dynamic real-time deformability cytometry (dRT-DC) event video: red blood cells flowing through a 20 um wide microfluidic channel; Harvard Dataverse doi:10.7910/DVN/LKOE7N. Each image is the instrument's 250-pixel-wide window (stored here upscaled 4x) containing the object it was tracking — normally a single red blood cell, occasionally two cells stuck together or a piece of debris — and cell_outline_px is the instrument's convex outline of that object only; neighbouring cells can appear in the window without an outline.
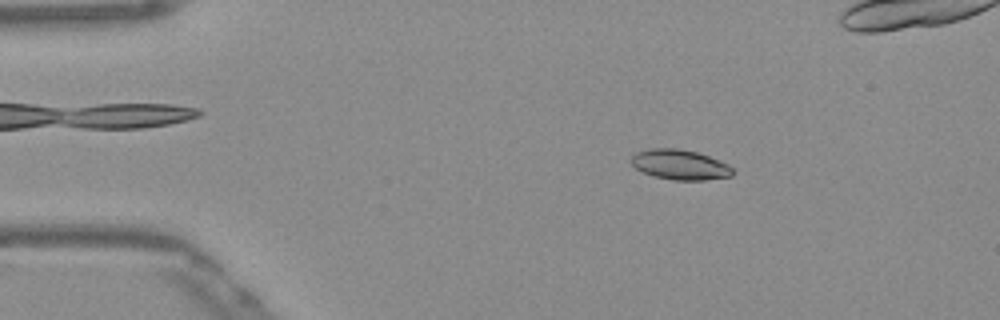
{"species": "Egyptian fruit bat (a non-hibernating species)", "species_latin": "Rousettus aegyptiacus", "temperature_condition": "warm", "stored_images_in_passage": 45, "camera_frame_rate_fps": 3000, "um_per_image_px": 0.085, "frame": {"image": 1, "passage_image": 1, "time_ms": 0.0, "image_size_px": [1000, 320], "cell_outline_px": [[736, 172], [732, 176], [704, 180], [676, 180], [656, 176], [644, 172], [636, 168], [628, 160], [636, 152], [648, 148], [676, 148], [696, 152], [708, 156], [728, 164]], "centroid_in_image_um": [57.79, 13.99], "position_along_channel_um": 27.2, "area_um2": 17.74}}
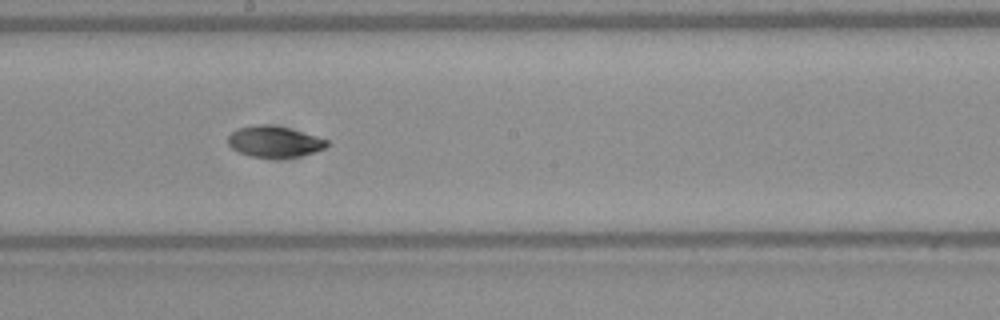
{"frame": {"image": 2, "passage_image": 21, "time_ms": 6.667, "image_size_px": [1000, 320], "cell_outline_px": [[328, 148], [316, 152], [300, 156], [248, 156], [236, 152], [228, 144], [228, 136], [232, 132], [240, 128], [256, 124], [268, 124], [288, 128], [316, 136], [328, 140]], "centroid_in_image_um": [23.32, 12.03], "position_along_channel_um": 224.9, "area_um2": 17.74}}
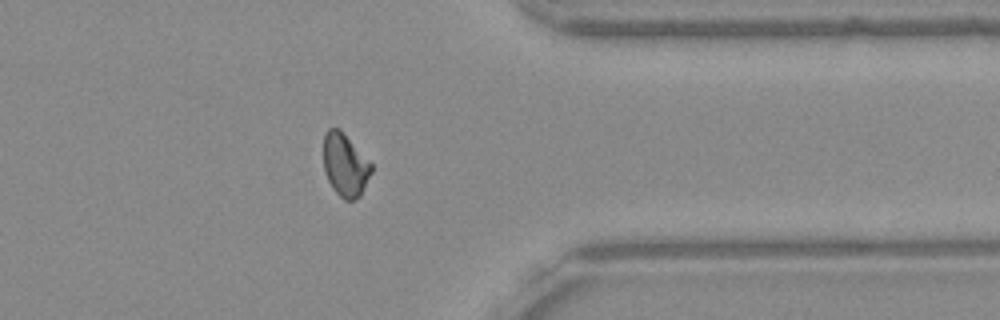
{"frame": {"image": 3, "passage_image": 34, "time_ms": 11.0, "image_size_px": [1000, 320], "cell_outline_px": [[372, 172], [360, 196], [356, 200], [344, 200], [332, 188], [324, 172], [324, 132], [328, 128], [340, 128], [372, 164]], "centroid_in_image_um": [29.33, 14.02], "position_along_channel_um": 382.1, "area_um2": 17.63}, "authors_computed_cell_mechanics": {"area_um2": 17.629, "velocity_mm_per_s": 3.8712, "shape_relaxation_time_tau1_ms": 3.3938, "shape_relaxation_time_tau2_ms": 4.893, "deformation_change_tau1": 0.1428, "deformation_change_tau2": 0.0874}}